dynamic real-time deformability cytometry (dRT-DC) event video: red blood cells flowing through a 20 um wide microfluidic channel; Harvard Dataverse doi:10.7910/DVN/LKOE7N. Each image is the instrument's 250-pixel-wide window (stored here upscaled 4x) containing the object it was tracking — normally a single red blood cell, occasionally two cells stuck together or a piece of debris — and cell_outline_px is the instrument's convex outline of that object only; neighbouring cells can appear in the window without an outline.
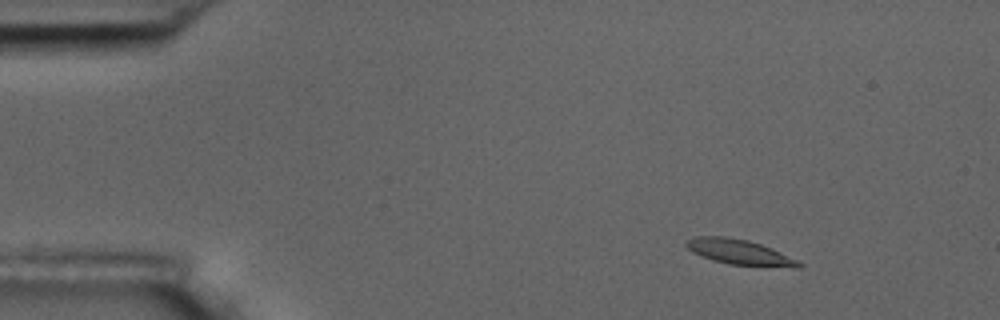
{"species": "common noctule bat (a hibernating species)", "species_latin": "Nyctalus noctula", "temperature_condition": "room temperature", "stored_images_in_passage": 5, "camera_frame_rate_fps": 3000, "um_per_image_px": 0.085, "animal": {"sex": "male", "body_mass_g": 17.5, "forearm_length_mm": 52.3}, "frame": {"image": 1, "passage_image": 2, "time_ms": 1.0, "image_size_px": [1000, 320], "cell_outline_px": [[804, 264], [800, 268], [796, 268], [728, 264], [712, 260], [700, 256], [692, 252], [684, 244], [684, 240], [696, 236], [724, 236], [748, 240], [772, 248]], "centroid_in_image_um": [62.82, 21.43], "position_along_channel_um": 22.2, "area_um2": 16.65}}
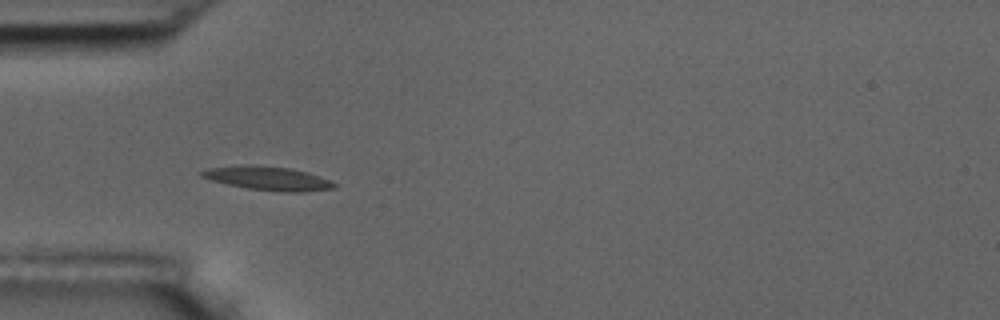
{"frame": {"image": 2, "passage_image": 4, "time_ms": 4.333, "image_size_px": [1000, 320], "cell_outline_px": [[336, 188], [304, 192], [284, 192], [248, 188], [228, 184], [212, 180], [200, 176], [200, 172], [208, 168], [236, 164], [252, 164], [288, 168], [308, 172], [328, 180], [336, 184]], "centroid_in_image_um": [22.75, 15.14], "position_along_channel_um": 62.3, "area_um2": 18.38}}